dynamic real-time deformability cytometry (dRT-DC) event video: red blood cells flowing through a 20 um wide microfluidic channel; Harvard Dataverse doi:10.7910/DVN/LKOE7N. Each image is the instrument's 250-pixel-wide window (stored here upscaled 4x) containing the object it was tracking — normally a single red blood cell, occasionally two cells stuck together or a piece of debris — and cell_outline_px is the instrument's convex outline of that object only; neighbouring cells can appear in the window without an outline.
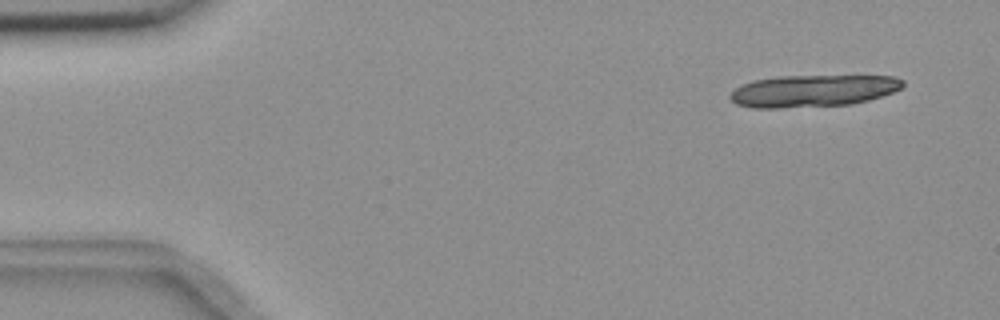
{"species": "common noctule bat (a hibernating species)", "species_latin": "Nyctalus noctula", "temperature_condition": "room temperature", "stored_images_in_passage": 19, "camera_frame_rate_fps": 3000, "um_per_image_px": 0.085, "animal": {"sex": "female", "body_mass_g": 18.4}, "frame": {"image": 1, "passage_image": 4, "time_ms": 1.0, "image_size_px": [1000, 320], "cell_outline_px": [[904, 84], [900, 88], [892, 92], [868, 100], [852, 104], [776, 108], [752, 108], [736, 104], [728, 96], [740, 84], [752, 80], [780, 76], [892, 76], [904, 80]], "centroid_in_image_um": [69.05, 7.72], "position_along_channel_um": 15.9, "area_um2": 32.14}}